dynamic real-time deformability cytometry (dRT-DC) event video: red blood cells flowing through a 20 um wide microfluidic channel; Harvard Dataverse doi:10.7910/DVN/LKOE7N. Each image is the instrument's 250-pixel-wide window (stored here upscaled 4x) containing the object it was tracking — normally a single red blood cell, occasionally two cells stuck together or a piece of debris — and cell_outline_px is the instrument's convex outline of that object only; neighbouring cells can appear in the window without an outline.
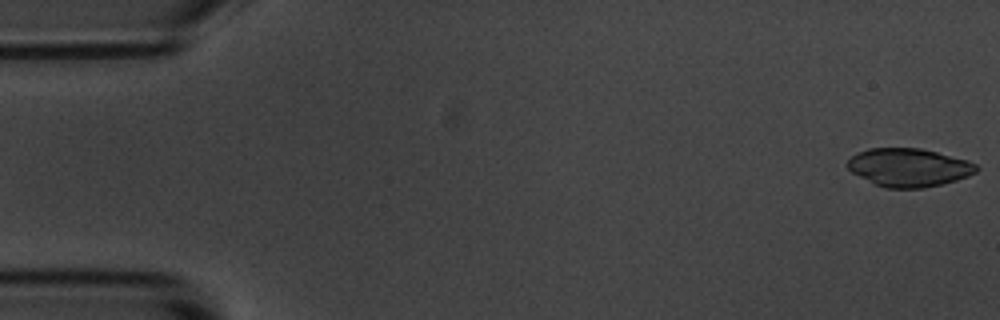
{"species": "common noctule bat (a hibernating species)", "species_latin": "Nyctalus noctula", "temperature_condition": "room temperature", "stored_images_in_passage": 6, "camera_frame_rate_fps": 3000, "um_per_image_px": 0.085, "animal": {"sex": "male", "body_mass_g": 20.1, "forearm_length_mm": 53.5}, "frame": {"image": 1, "passage_image": 1, "time_ms": 0.0, "image_size_px": [1000, 320], "cell_outline_px": [[980, 168], [976, 172], [968, 176], [956, 180], [924, 188], [888, 188], [876, 184], [852, 172], [844, 164], [856, 152], [868, 148], [920, 148], [968, 160], [976, 164]], "centroid_in_image_um": [77.24, 14.22], "position_along_channel_um": 7.8, "area_um2": 28.67}}